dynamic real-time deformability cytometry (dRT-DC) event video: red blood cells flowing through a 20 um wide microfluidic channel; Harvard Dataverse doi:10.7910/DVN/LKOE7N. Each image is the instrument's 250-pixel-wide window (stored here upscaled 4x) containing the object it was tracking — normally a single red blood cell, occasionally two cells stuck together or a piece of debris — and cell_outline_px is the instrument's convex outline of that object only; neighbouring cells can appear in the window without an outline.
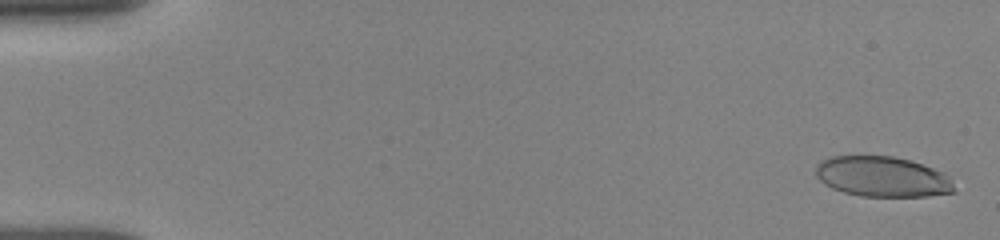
{"species": "human", "species_latin": "Homo sapiens", "temperature_condition": "room temperature", "stored_images_in_passage": 65, "camera_frame_rate_fps": 3000, "um_per_image_px": 0.085, "donor": {"sex": "female"}, "frame": {"image": 1, "passage_image": 1, "time_ms": 0.0, "image_size_px": [1000, 240], "cell_outline_px": [[956, 192], [928, 196], [860, 196], [844, 192], [832, 188], [824, 184], [816, 176], [816, 164], [820, 160], [832, 156], [892, 156], [908, 160], [944, 172], [948, 176]], "centroid_in_image_um": [74.97, 15.02], "position_along_channel_um": 10.0, "area_um2": 32.48}}
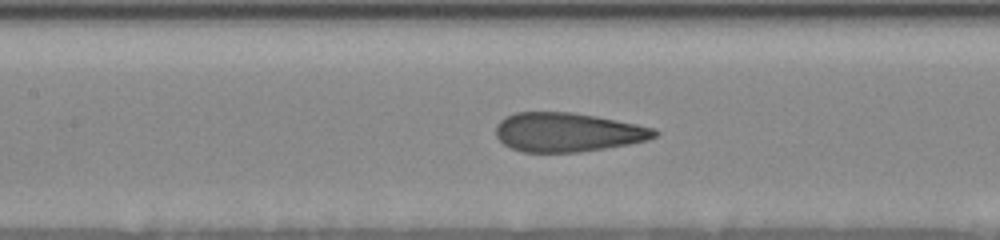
{"frame": {"image": 2, "passage_image": 37, "time_ms": 7.667, "image_size_px": [1000, 240], "cell_outline_px": [[660, 132], [656, 136], [648, 140], [628, 144], [604, 148], [576, 152], [520, 152], [504, 144], [496, 136], [496, 124], [504, 116], [516, 112], [572, 112], [596, 116], [656, 128]], "centroid_in_image_um": [48.23, 11.23], "position_along_channel_um": 159.2, "area_um2": 36.18}}
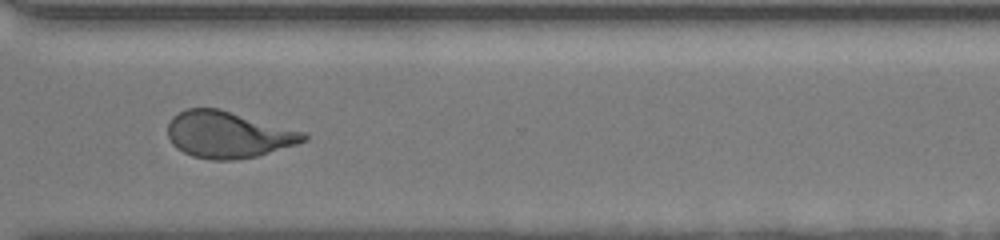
{"frame": {"image": 3, "passage_image": 64, "time_ms": 12.667, "image_size_px": [1000, 240], "cell_outline_px": [[308, 140], [296, 144], [256, 156], [232, 160], [212, 160], [192, 156], [176, 148], [172, 144], [168, 136], [168, 124], [172, 116], [188, 108], [220, 108], [308, 132]], "centroid_in_image_um": [19.42, 11.43], "position_along_channel_um": 351.2, "area_um2": 37.17}}